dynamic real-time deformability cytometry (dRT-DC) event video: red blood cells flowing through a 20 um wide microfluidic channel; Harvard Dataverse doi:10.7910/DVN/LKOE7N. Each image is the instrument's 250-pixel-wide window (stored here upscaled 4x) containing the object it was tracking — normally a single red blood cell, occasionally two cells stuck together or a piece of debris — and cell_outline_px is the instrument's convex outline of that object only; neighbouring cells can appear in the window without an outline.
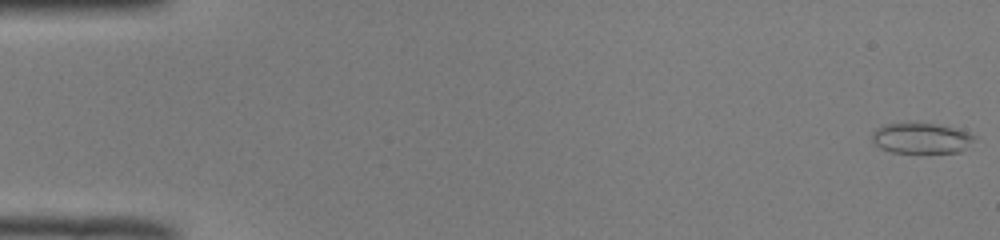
{"species": "common noctule bat (a hibernating species)", "species_latin": "Nyctalus noctula", "temperature_condition": "room temperature", "stored_images_in_passage": 49, "camera_frame_rate_fps": 3000, "um_per_image_px": 0.085, "animal": {"sex": "male", "body_mass_g": 19.0, "forearm_length_mm": 50.8}, "frame": {"image": 1, "passage_image": 1, "time_ms": 0.0, "image_size_px": [1000, 240], "cell_outline_px": [[976, 136], [960, 152], [892, 152], [880, 148], [872, 140], [872, 132], [876, 128], [884, 124], [908, 120], [932, 124], [952, 128], [968, 132]], "centroid_in_image_um": [78.21, 11.7], "position_along_channel_um": 6.8, "area_um2": 18.32}}
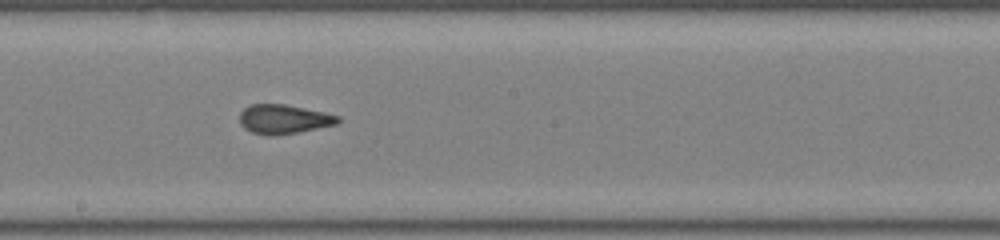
{"frame": {"image": 2, "passage_image": 29, "time_ms": 9.333, "image_size_px": [1000, 240], "cell_outline_px": [[340, 120], [336, 124], [276, 136], [268, 136], [252, 132], [244, 128], [240, 124], [240, 112], [244, 108], [252, 104], [284, 104], [324, 112], [340, 116]], "centroid_in_image_um": [24.09, 10.13], "position_along_channel_um": 224.1, "area_um2": 16.65}}
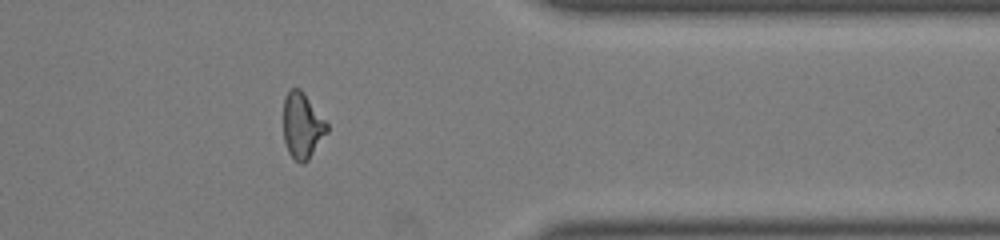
{"frame": {"image": 3, "passage_image": 42, "time_ms": 13.667, "image_size_px": [1000, 240], "cell_outline_px": [[328, 132], [308, 160], [304, 164], [300, 164], [288, 152], [284, 140], [284, 96], [292, 88], [300, 88], [304, 92], [328, 124]], "centroid_in_image_um": [25.7, 10.68], "position_along_channel_um": 385.7, "area_um2": 16.7}}